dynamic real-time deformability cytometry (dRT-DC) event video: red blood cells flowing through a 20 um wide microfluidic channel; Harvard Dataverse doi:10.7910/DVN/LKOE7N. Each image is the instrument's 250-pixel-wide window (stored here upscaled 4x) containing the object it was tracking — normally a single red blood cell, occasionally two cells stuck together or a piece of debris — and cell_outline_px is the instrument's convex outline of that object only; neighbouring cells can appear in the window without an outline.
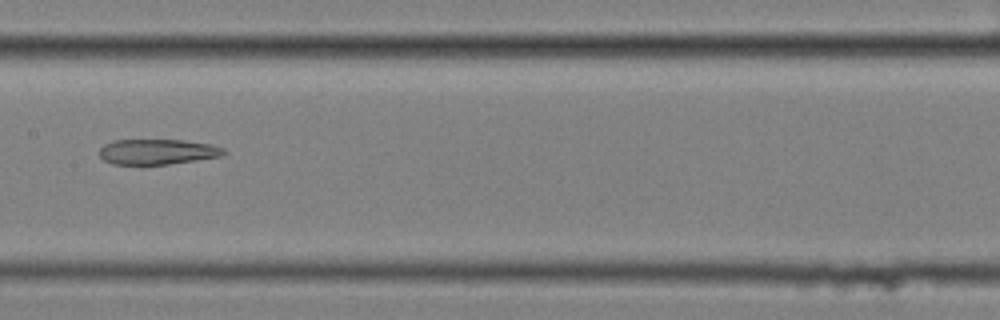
{"species": "common noctule bat (a hibernating species)", "species_latin": "Nyctalus noctula", "temperature_condition": "cold", "stored_images_in_passage": 11, "camera_frame_rate_fps": 3000, "um_per_image_px": 0.085, "animal": {"sex": "female", "body_mass_g": 25.1}, "frame": {"image": 1, "passage_image": 7, "time_ms": 2.0, "image_size_px": [1000, 320], "cell_outline_px": [[228, 152], [220, 156], [196, 160], [168, 164], [112, 164], [104, 160], [100, 156], [100, 148], [104, 144], [112, 140], [184, 140], [212, 144], [224, 148]], "centroid_in_image_um": [13.39, 12.89], "position_along_channel_um": 194.0, "area_um2": 18.38}}
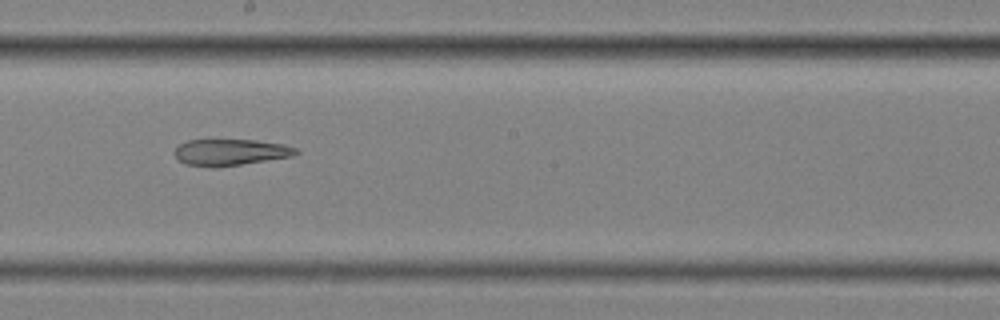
{"frame": {"image": 2, "passage_image": 8, "time_ms": 2.333, "image_size_px": [1000, 320], "cell_outline_px": [[300, 152], [292, 156], [216, 168], [212, 168], [184, 164], [176, 156], [176, 148], [180, 144], [188, 140], [256, 140], [284, 144], [296, 148]], "centroid_in_image_um": [19.59, 12.95], "position_along_channel_um": 228.6, "area_um2": 18.61}}
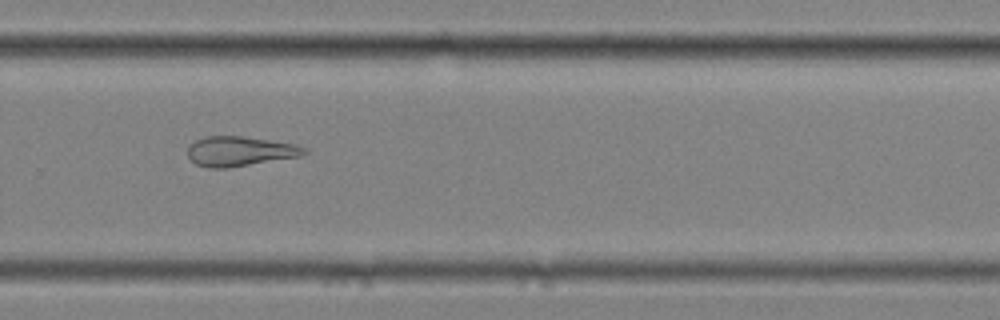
{"frame": {"image": 3, "passage_image": 10, "time_ms": 3.0, "image_size_px": [1000, 320], "cell_outline_px": [[308, 152], [300, 156], [228, 168], [208, 168], [196, 164], [188, 156], [188, 144], [204, 136], [240, 136], [296, 144], [308, 148]], "centroid_in_image_um": [20.38, 12.86], "position_along_channel_um": 309.4, "area_um2": 20.23}}